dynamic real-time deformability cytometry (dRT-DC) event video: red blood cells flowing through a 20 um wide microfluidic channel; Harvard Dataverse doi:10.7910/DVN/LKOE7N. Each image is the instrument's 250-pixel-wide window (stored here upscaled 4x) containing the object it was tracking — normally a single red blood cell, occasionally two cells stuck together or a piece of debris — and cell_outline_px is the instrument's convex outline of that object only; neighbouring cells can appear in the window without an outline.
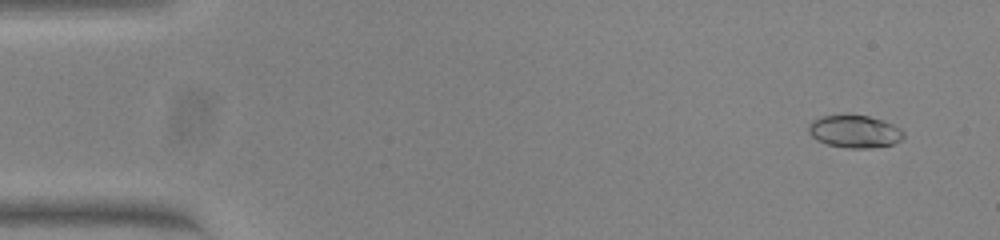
{"species": "common noctule bat (a hibernating species)", "species_latin": "Nyctalus noctula", "temperature_condition": "warm", "stored_images_in_passage": 54, "camera_frame_rate_fps": 3000, "um_per_image_px": 0.085, "animal": {"sex": "female", "body_mass_g": 23.0, "forearm_length_mm": 53.4}, "frame": {"image": 1, "passage_image": 4, "time_ms": 1.0, "image_size_px": [1000, 240], "cell_outline_px": [[904, 136], [900, 140], [892, 144], [868, 148], [844, 148], [828, 144], [816, 140], [808, 132], [808, 124], [812, 120], [820, 116], [868, 116], [884, 120], [900, 128], [904, 132]], "centroid_in_image_um": [72.62, 11.18], "position_along_channel_um": 12.4, "area_um2": 17.92}}
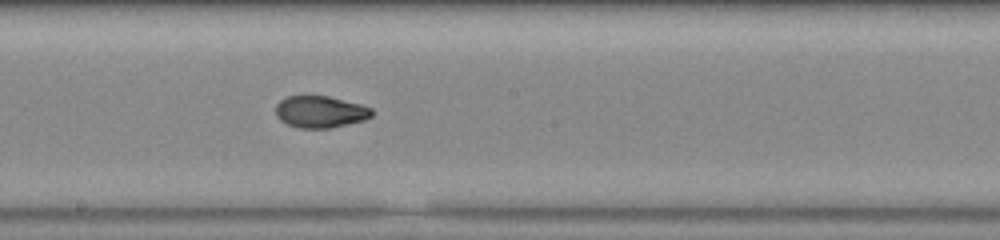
{"frame": {"image": 2, "passage_image": 30, "time_ms": 9.667, "image_size_px": [1000, 240], "cell_outline_px": [[372, 116], [364, 120], [328, 128], [300, 128], [288, 124], [280, 120], [276, 116], [276, 104], [280, 100], [288, 96], [328, 96], [360, 104], [372, 108]], "centroid_in_image_um": [27.21, 9.5], "position_along_channel_um": 221.0, "area_um2": 17.69}}
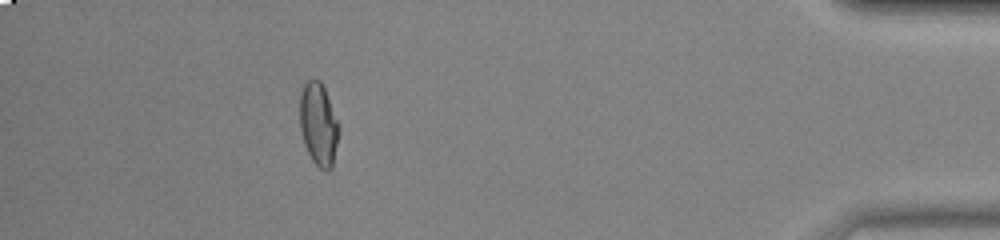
{"frame": {"image": 3, "passage_image": 49, "time_ms": 16.0, "image_size_px": [1000, 240], "cell_outline_px": [[340, 132], [332, 168], [328, 172], [324, 172], [312, 160], [304, 144], [300, 128], [300, 92], [304, 84], [312, 76], [320, 80], [324, 88], [340, 124]], "centroid_in_image_um": [27.09, 10.56], "position_along_channel_um": 408.1, "area_um2": 19.31}, "authors_computed_cell_mechanics": {"area_um2": 18.1492, "velocity_mm_per_s": 3.8356, "shape_relaxation_time_tau1_ms": null, "shape_relaxation_time_tau2_ms": 1.4392, "deformation_change_tau1": null, "deformation_change_tau2": 0.0526}}